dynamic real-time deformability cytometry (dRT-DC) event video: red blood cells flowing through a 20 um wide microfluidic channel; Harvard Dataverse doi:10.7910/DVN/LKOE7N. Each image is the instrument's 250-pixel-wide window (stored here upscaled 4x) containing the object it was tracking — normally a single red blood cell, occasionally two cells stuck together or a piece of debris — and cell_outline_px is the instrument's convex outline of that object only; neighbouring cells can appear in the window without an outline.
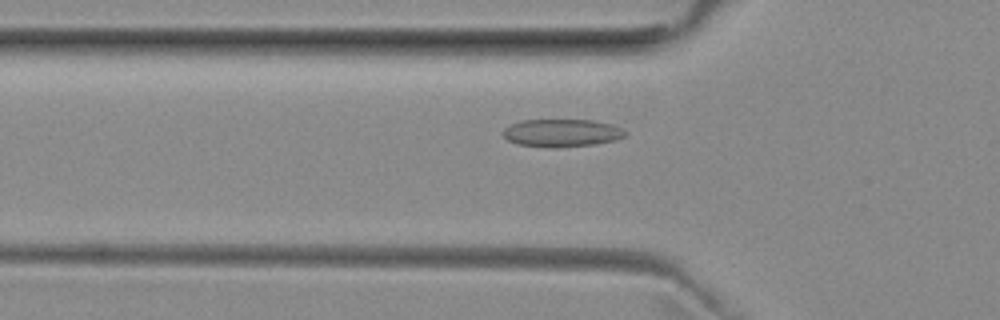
{"species": "common noctule bat (a hibernating species)", "species_latin": "Nyctalus noctula", "temperature_condition": "room temperature", "stored_images_in_passage": 41, "camera_frame_rate_fps": 3000, "um_per_image_px": 0.085, "animal": {"sex": "female", "body_mass_g": 29.2, "forearm_length_mm": 56.3}, "frame": {"image": 1, "passage_image": 6, "time_ms": 1.667, "image_size_px": [1000, 320], "cell_outline_px": [[628, 132], [624, 136], [616, 140], [596, 144], [552, 148], [548, 148], [516, 144], [508, 140], [500, 132], [508, 124], [520, 120], [592, 120], [612, 124]], "centroid_in_image_um": [47.7, 11.3], "position_along_channel_um": 78.1, "area_um2": 20.06}}
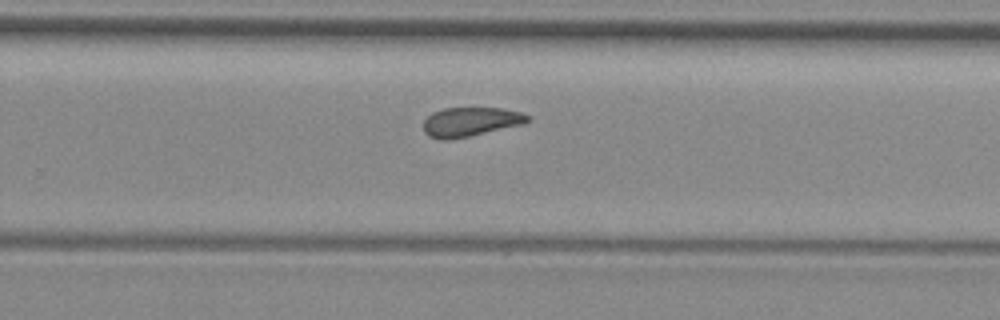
{"frame": {"image": 2, "passage_image": 22, "time_ms": 7.0, "image_size_px": [1000, 320], "cell_outline_px": [[532, 120], [524, 124], [468, 136], [448, 140], [440, 140], [428, 136], [424, 132], [424, 120], [432, 112], [444, 108], [500, 108], [520, 112], [528, 116]], "centroid_in_image_um": [39.97, 10.35], "position_along_channel_um": 289.8, "area_um2": 17.69}}
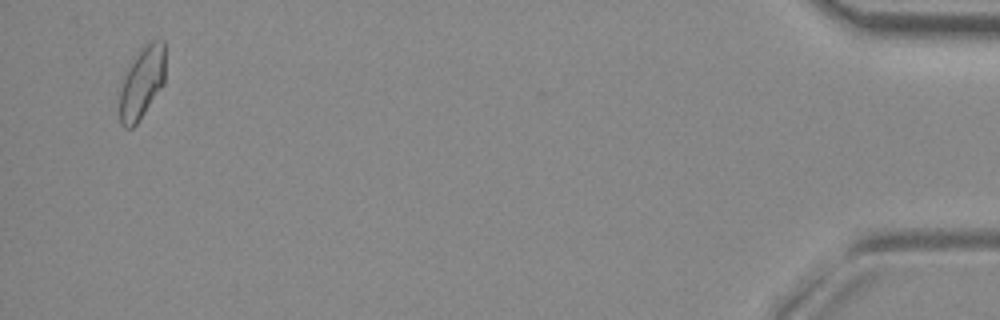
{"frame": {"image": 3, "passage_image": 39, "time_ms": 12.667, "image_size_px": [1000, 320], "cell_outline_px": [[164, 84], [136, 124], [132, 128], [124, 128], [120, 124], [120, 88], [124, 72], [140, 48], [148, 40], [164, 40]], "centroid_in_image_um": [12.04, 6.99], "position_along_channel_um": 423.2, "area_um2": 19.31}, "authors_computed_cell_mechanics": {"area_um2": 18.3226, "velocity_mm_per_s": 3.9604, "shape_relaxation_time_tau1_ms": null, "shape_relaxation_time_tau2_ms": 2.8729, "deformation_change_tau1": null, "deformation_change_tau2": 0.0816}}